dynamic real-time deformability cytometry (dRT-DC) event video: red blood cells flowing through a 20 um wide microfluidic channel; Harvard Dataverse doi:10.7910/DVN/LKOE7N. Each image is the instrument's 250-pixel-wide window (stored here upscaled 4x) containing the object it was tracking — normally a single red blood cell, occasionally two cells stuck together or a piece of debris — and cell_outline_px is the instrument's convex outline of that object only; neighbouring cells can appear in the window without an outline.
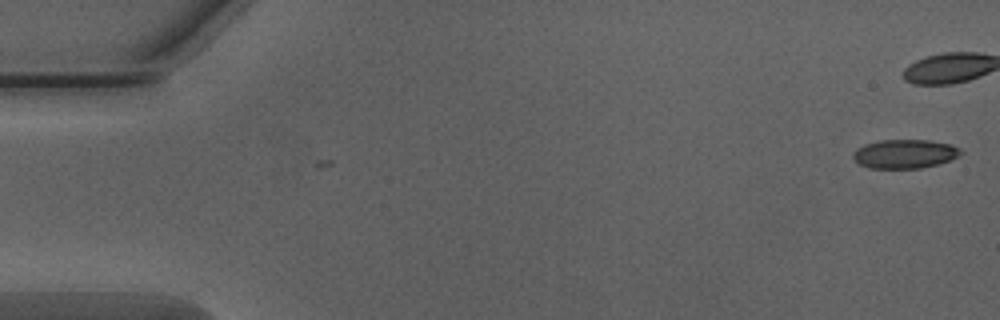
{"species": "Egyptian fruit bat (a non-hibernating species)", "species_latin": "Rousettus aegyptiacus", "temperature_condition": "warm", "stored_images_in_passage": 2, "camera_frame_rate_fps": 3000, "um_per_image_px": 0.085, "animal": {"sex": "male"}, "frame": {"image": 1, "passage_image": 1, "time_ms": 0.0, "image_size_px": [1000, 320], "cell_outline_px": [[964, 152], [948, 160], [936, 164], [920, 168], [868, 168], [860, 164], [852, 156], [852, 152], [856, 148], [864, 144], [880, 140], [928, 140], [948, 144], [960, 148]], "centroid_in_image_um": [76.85, 13.07], "position_along_channel_um": 8.1, "area_um2": 17.98}}